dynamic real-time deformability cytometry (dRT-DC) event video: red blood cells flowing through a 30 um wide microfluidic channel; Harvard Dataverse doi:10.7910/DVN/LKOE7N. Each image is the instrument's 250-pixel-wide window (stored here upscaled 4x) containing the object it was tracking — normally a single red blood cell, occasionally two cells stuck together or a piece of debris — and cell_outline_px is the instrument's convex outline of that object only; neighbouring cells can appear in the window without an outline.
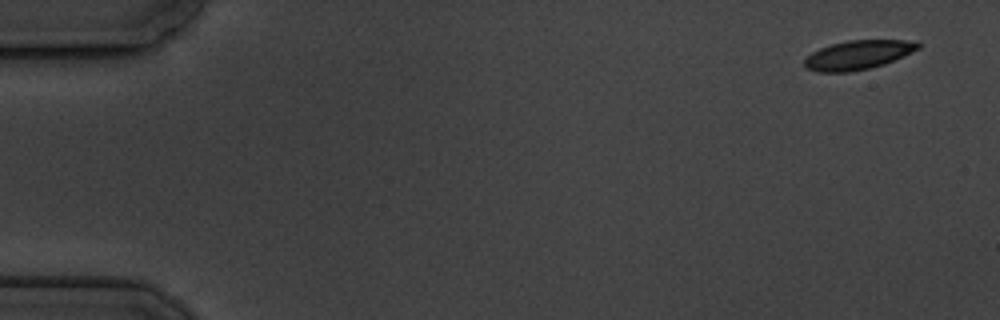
{"species": "common noctule bat (a hibernating species)", "species_latin": "Nyctalus noctula", "temperature_condition": "cold", "stored_images_in_passage": 11, "camera_frame_rate_fps": 3000, "um_per_image_px": 0.085, "animal": {"sex": "male", "body_mass_g": 19.5, "forearm_length_mm": 54.6}, "frame": {"image": 1, "passage_image": 1, "time_ms": 0.0, "image_size_px": [1000, 320], "cell_outline_px": [[920, 48], [884, 64], [868, 68], [848, 72], [816, 72], [808, 68], [804, 64], [804, 60], [812, 52], [820, 48], [832, 44], [848, 40], [908, 40], [920, 44]], "centroid_in_image_um": [72.91, 4.66], "position_along_channel_um": 12.1, "area_um2": 18.96}}
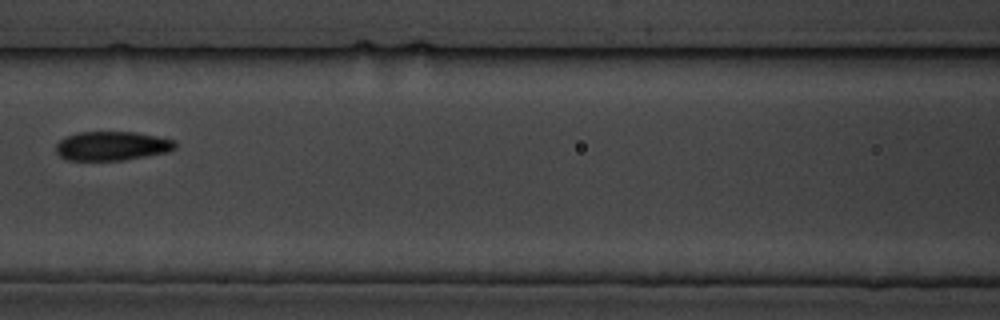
{"frame": {"image": 2, "passage_image": 7, "time_ms": 8.0, "image_size_px": [1000, 320], "cell_outline_px": [[176, 148], [168, 152], [124, 160], [68, 160], [60, 156], [56, 152], [56, 144], [60, 140], [76, 132], [136, 132], [176, 140]], "centroid_in_image_um": [9.53, 12.4], "position_along_channel_um": 157.1, "area_um2": 20.23}}
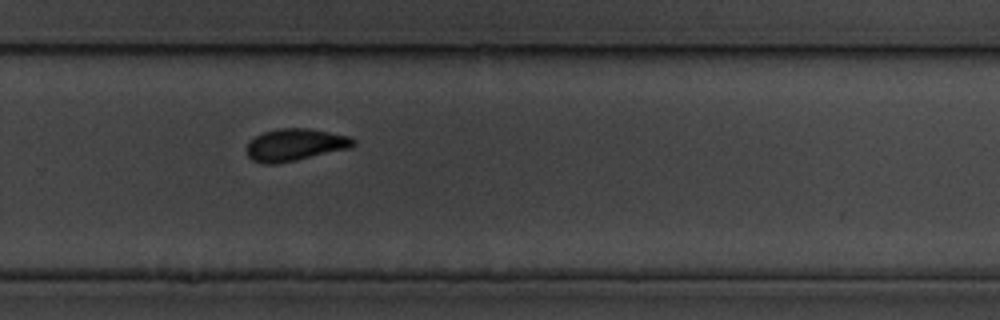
{"frame": {"image": 3, "passage_image": 11, "time_ms": 12.333, "image_size_px": [1000, 320], "cell_outline_px": [[356, 144], [352, 148], [296, 160], [276, 164], [260, 164], [252, 160], [248, 156], [248, 140], [264, 132], [280, 128], [308, 128], [348, 136], [356, 140]], "centroid_in_image_um": [25.09, 12.31], "position_along_channel_um": 304.7, "area_um2": 20.06}}